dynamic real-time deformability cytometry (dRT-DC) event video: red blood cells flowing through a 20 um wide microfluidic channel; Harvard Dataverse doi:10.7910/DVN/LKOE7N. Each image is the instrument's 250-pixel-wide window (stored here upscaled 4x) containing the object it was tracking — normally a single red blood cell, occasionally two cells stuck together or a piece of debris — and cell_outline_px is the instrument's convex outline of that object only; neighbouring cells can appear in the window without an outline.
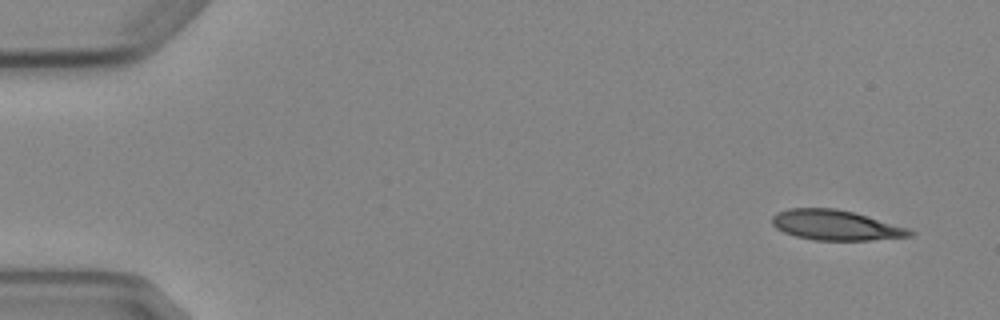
{"species": "Egyptian fruit bat (a non-hibernating species)", "species_latin": "Rousettus aegyptiacus", "temperature_condition": "cold", "stored_images_in_passage": 5, "camera_frame_rate_fps": 3000, "um_per_image_px": 0.085, "animal": {"sex": "female"}, "frame": {"image": 1, "passage_image": 1, "time_ms": 0.0, "image_size_px": [1000, 320], "cell_outline_px": [[916, 232], [912, 236], [868, 240], [812, 240], [796, 236], [784, 232], [776, 228], [772, 224], [772, 216], [776, 212], [788, 208], [836, 208], [868, 216], [908, 228]], "centroid_in_image_um": [71.01, 19.13], "position_along_channel_um": 14.0, "area_um2": 24.16}}
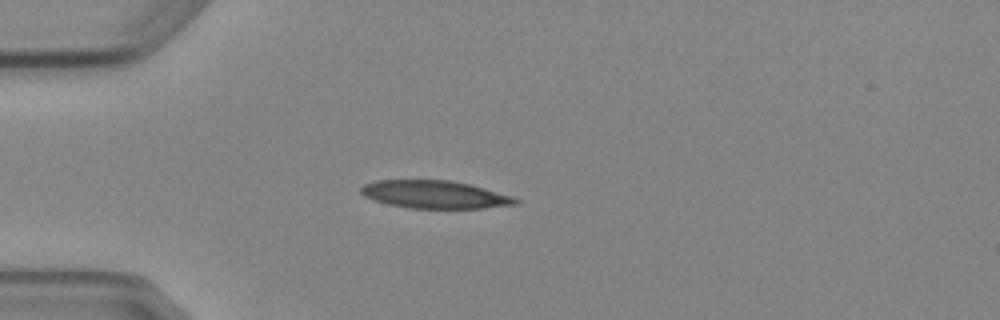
{"frame": {"image": 2, "passage_image": 4, "time_ms": 3.667, "image_size_px": [1000, 320], "cell_outline_px": [[520, 204], [484, 208], [408, 208], [388, 204], [364, 196], [360, 192], [360, 188], [364, 184], [376, 180], [448, 180], [468, 184], [484, 188], [512, 196], [520, 200]], "centroid_in_image_um": [36.96, 16.53], "position_along_channel_um": 48.0, "area_um2": 24.97}}